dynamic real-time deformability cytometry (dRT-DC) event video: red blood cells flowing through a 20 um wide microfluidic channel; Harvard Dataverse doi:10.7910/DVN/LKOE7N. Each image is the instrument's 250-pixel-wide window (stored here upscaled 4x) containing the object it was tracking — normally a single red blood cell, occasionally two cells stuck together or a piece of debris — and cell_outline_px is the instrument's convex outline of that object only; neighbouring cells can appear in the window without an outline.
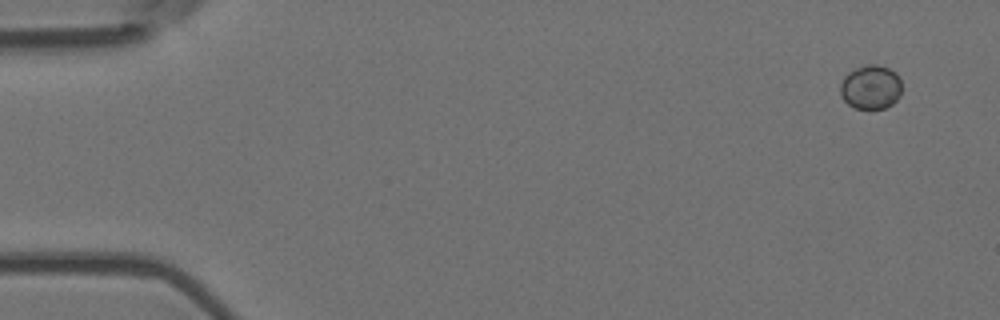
{"species": "Egyptian fruit bat (a non-hibernating species)", "species_latin": "Rousettus aegyptiacus", "temperature_condition": "room temperature", "stored_images_in_passage": 54, "camera_frame_rate_fps": 3000, "um_per_image_px": 0.085, "animal": {"sex": "female"}, "frame": {"image": 1, "passage_image": 1, "time_ms": 0.0, "image_size_px": [1000, 320], "cell_outline_px": [[900, 96], [892, 104], [884, 108], [868, 112], [856, 108], [848, 104], [840, 96], [840, 84], [844, 76], [848, 72], [864, 64], [876, 64], [888, 68], [896, 72], [900, 80]], "centroid_in_image_um": [73.99, 7.44], "position_along_channel_um": 11.0, "area_um2": 16.24}}
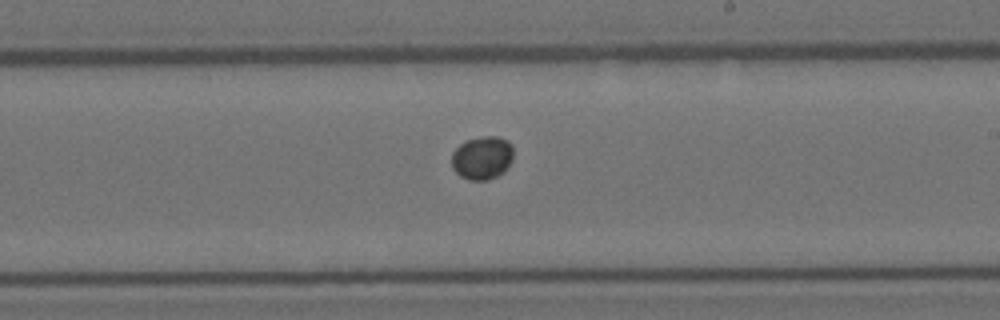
{"frame": {"image": 2, "passage_image": 31, "time_ms": 10.0, "image_size_px": [1000, 320], "cell_outline_px": [[512, 160], [504, 172], [488, 180], [468, 180], [460, 176], [452, 168], [452, 152], [460, 144], [468, 140], [484, 136], [500, 136], [508, 140], [512, 144]], "centroid_in_image_um": [40.99, 13.41], "position_along_channel_um": 248.0, "area_um2": 15.66}}
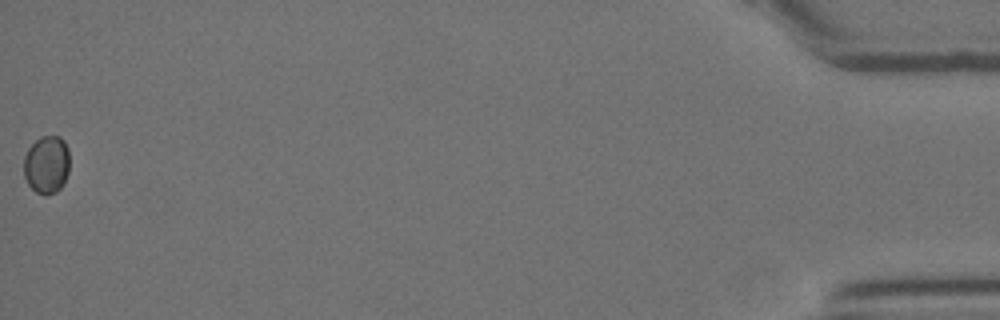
{"frame": {"image": 3, "passage_image": 54, "time_ms": 17.667, "image_size_px": [1000, 320], "cell_outline_px": [[68, 172], [64, 184], [56, 192], [44, 196], [36, 192], [28, 184], [24, 176], [24, 156], [28, 148], [40, 136], [60, 136], [64, 140], [68, 148]], "centroid_in_image_um": [3.96, 13.99], "position_along_channel_um": 431.2, "area_um2": 15.61}}